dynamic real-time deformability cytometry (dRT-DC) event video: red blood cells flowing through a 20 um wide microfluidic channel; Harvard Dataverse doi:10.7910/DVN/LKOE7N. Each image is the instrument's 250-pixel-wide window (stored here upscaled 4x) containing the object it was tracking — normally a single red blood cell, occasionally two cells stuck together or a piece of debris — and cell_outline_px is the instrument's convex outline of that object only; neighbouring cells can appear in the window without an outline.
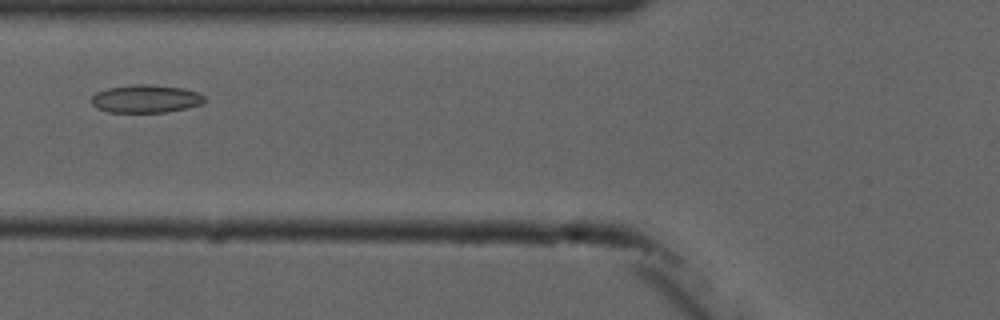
{"species": "common noctule bat (a hibernating species)", "species_latin": "Nyctalus noctula", "temperature_condition": "cold", "stored_images_in_passage": 5, "camera_frame_rate_fps": 3000, "um_per_image_px": 0.085, "animal": {"sex": "male", "forearm_length_mm": 52.5}, "frame": {"image": 1, "passage_image": 5, "time_ms": 4.667, "image_size_px": [1000, 320], "cell_outline_px": [[204, 100], [200, 104], [168, 112], [108, 112], [96, 108], [92, 104], [92, 96], [96, 92], [108, 88], [140, 84], [152, 84], [184, 88], [196, 92], [204, 96]], "centroid_in_image_um": [12.36, 8.39], "position_along_channel_um": 113.4, "area_um2": 18.26}}